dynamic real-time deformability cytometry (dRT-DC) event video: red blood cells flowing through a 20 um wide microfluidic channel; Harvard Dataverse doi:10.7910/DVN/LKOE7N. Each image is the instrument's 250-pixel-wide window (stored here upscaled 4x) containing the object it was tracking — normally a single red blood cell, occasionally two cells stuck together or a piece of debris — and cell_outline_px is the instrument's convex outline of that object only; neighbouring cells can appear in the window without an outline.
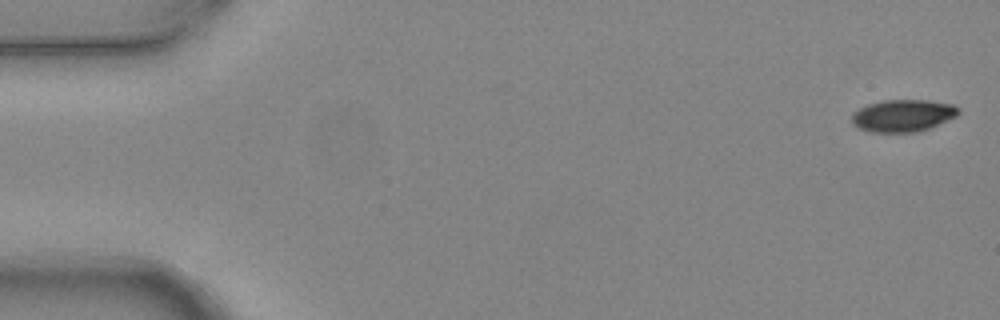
{"species": "common noctule bat (a hibernating species)", "species_latin": "Nyctalus noctula", "temperature_condition": "warm", "stored_images_in_passage": 4, "camera_frame_rate_fps": 3000, "um_per_image_px": 0.085, "animal": {"sex": "female", "body_mass_g": 24.6, "forearm_length_mm": 56.2}, "frame": {"image": 1, "passage_image": 1, "time_ms": 0.0, "image_size_px": [1000, 320], "cell_outline_px": [[960, 112], [956, 116], [928, 128], [916, 132], [868, 132], [856, 128], [852, 124], [852, 112], [868, 104], [884, 100], [928, 100], [952, 104], [960, 108]], "centroid_in_image_um": [76.71, 9.83], "position_along_channel_um": 8.3, "area_um2": 20.06}}
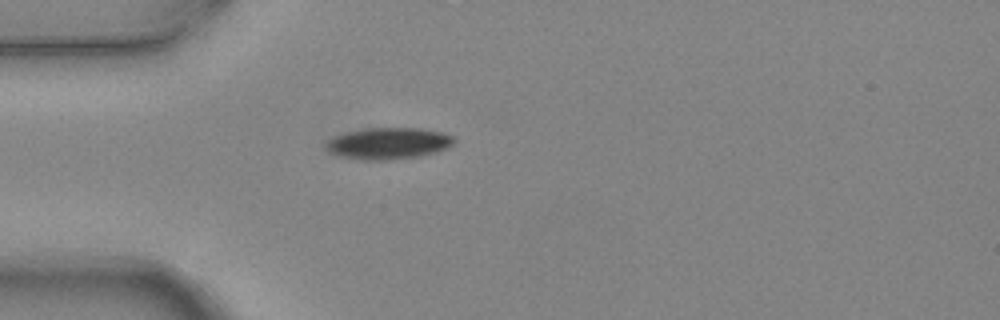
{"frame": {"image": 2, "passage_image": 4, "time_ms": 1.0, "image_size_px": [1000, 320], "cell_outline_px": [[456, 140], [448, 148], [436, 152], [420, 156], [392, 160], [368, 160], [340, 156], [332, 152], [324, 144], [328, 140], [336, 136], [348, 132], [368, 128], [420, 128], [440, 132], [452, 136]], "centroid_in_image_um": [33.06, 12.19], "position_along_channel_um": 51.9, "area_um2": 23.29}}